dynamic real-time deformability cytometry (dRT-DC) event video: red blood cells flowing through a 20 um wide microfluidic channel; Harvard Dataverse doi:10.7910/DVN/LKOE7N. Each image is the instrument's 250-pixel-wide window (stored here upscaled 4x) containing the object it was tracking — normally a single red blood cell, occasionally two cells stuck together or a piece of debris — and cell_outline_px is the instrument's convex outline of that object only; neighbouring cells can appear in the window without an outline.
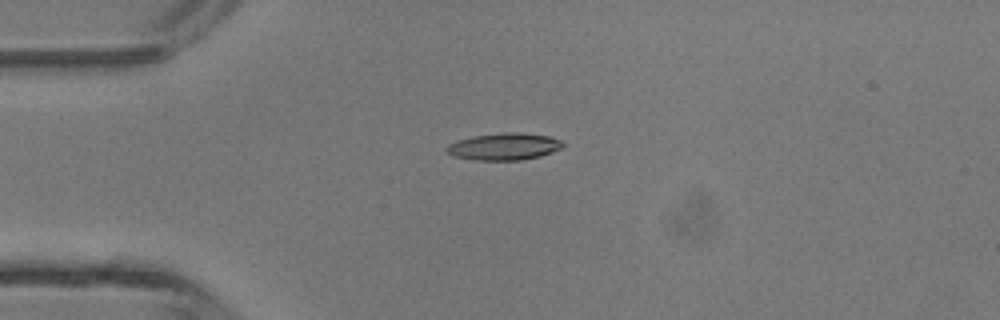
{"species": "common noctule bat (a hibernating species)", "species_latin": "Nyctalus noctula", "temperature_condition": "room temperature", "stored_images_in_passage": 4, "camera_frame_rate_fps": 3000, "um_per_image_px": 0.085, "animal": {"sex": "male", "body_mass_g": 13.3}, "frame": {"image": 1, "passage_image": 4, "time_ms": 3.667, "image_size_px": [1000, 320], "cell_outline_px": [[564, 148], [540, 156], [520, 160], [472, 160], [452, 156], [444, 148], [448, 144], [456, 140], [472, 136], [504, 132], [520, 132], [552, 136], [560, 140], [564, 144]], "centroid_in_image_um": [42.85, 12.45], "position_along_channel_um": 42.2, "area_um2": 18.61}}